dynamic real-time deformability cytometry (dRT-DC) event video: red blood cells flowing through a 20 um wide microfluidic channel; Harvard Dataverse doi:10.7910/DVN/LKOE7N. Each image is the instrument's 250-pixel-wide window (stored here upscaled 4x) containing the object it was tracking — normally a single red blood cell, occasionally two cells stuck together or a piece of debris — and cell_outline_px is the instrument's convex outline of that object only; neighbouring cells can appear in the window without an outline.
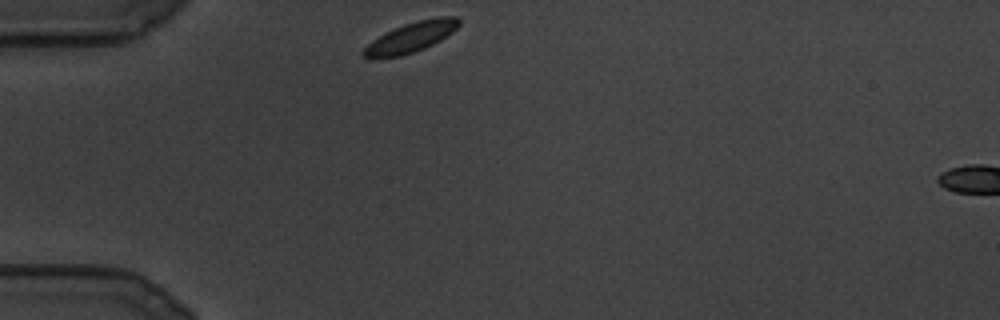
{"species": "common noctule bat (a hibernating species)", "species_latin": "Nyctalus noctula", "temperature_condition": "cold", "stored_images_in_passage": 68, "camera_frame_rate_fps": 3000, "um_per_image_px": 0.085, "animal": {"sex": "male", "body_mass_g": 19.5, "forearm_length_mm": 54.6}, "frame": {"image": 1, "passage_image": 1, "time_ms": 0.0, "image_size_px": [1000, 320], "cell_outline_px": [[460, 24], [452, 32], [440, 40], [424, 48], [400, 56], [364, 56], [360, 52], [372, 40], [404, 24], [416, 20], [436, 16], [456, 16], [460, 20]], "centroid_in_image_um": [35.01, 3.12], "position_along_channel_um": 50.0, "area_um2": 16.24}}
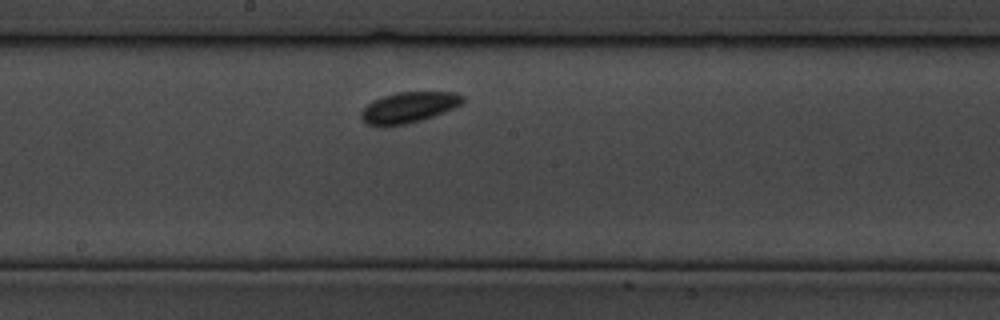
{"frame": {"image": 2, "passage_image": 32, "time_ms": 10.333, "image_size_px": [1000, 320], "cell_outline_px": [[464, 100], [460, 104], [444, 112], [408, 124], [368, 124], [360, 116], [360, 112], [368, 104], [384, 96], [396, 92], [456, 92], [464, 96]], "centroid_in_image_um": [34.78, 9.1], "position_along_channel_um": 213.4, "area_um2": 17.63}}
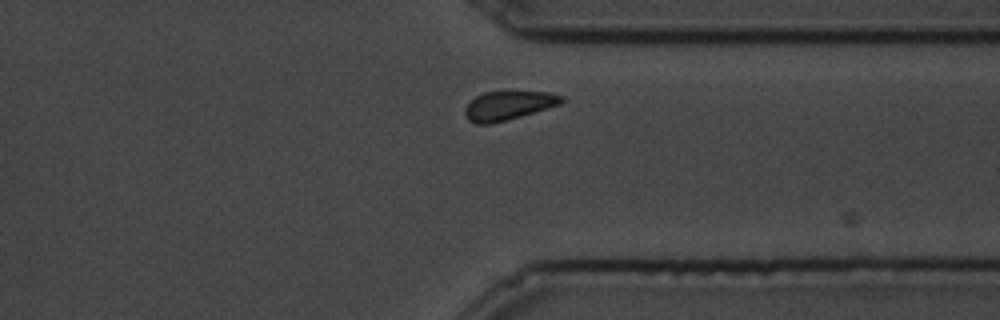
{"frame": {"image": 3, "passage_image": 58, "time_ms": 19.0, "image_size_px": [1000, 320], "cell_outline_px": [[564, 100], [560, 104], [548, 108], [508, 120], [492, 124], [476, 124], [468, 120], [464, 116], [464, 108], [476, 96], [484, 92], [548, 92], [564, 96]], "centroid_in_image_um": [43.19, 8.99], "position_along_channel_um": 368.2, "area_um2": 16.3}}